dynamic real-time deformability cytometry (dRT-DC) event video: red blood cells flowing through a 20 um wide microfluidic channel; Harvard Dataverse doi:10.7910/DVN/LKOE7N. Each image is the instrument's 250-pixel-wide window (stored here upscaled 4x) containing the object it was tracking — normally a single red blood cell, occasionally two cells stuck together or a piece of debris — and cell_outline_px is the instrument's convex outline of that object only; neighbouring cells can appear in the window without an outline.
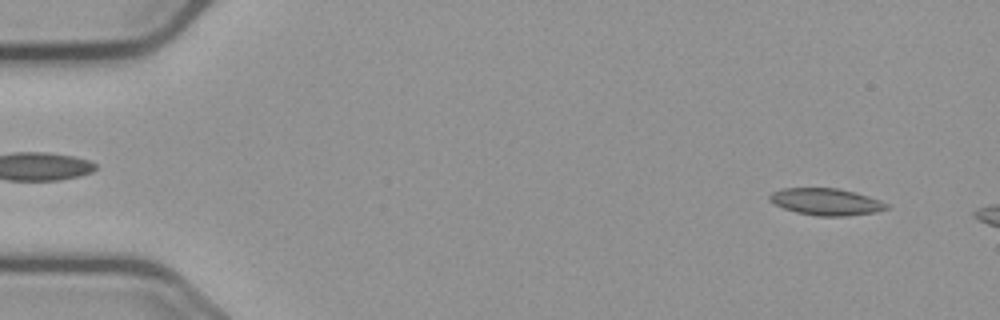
{"species": "common noctule bat (a hibernating species)", "species_latin": "Nyctalus noctula", "temperature_condition": "cold", "stored_images_in_passage": 10, "camera_frame_rate_fps": 3000, "um_per_image_px": 0.085, "animal": {"sex": "male", "body_mass_g": 23.1, "forearm_length_mm": 52.7}, "frame": {"image": 1, "passage_image": 4, "time_ms": 1.0, "image_size_px": [1000, 320], "cell_outline_px": [[888, 208], [876, 212], [848, 216], [816, 216], [796, 212], [784, 208], [768, 200], [768, 196], [772, 192], [784, 188], [840, 188], [868, 196], [880, 200], [888, 204]], "centroid_in_image_um": [70.22, 17.15], "position_along_channel_um": 14.8, "area_um2": 18.32}}